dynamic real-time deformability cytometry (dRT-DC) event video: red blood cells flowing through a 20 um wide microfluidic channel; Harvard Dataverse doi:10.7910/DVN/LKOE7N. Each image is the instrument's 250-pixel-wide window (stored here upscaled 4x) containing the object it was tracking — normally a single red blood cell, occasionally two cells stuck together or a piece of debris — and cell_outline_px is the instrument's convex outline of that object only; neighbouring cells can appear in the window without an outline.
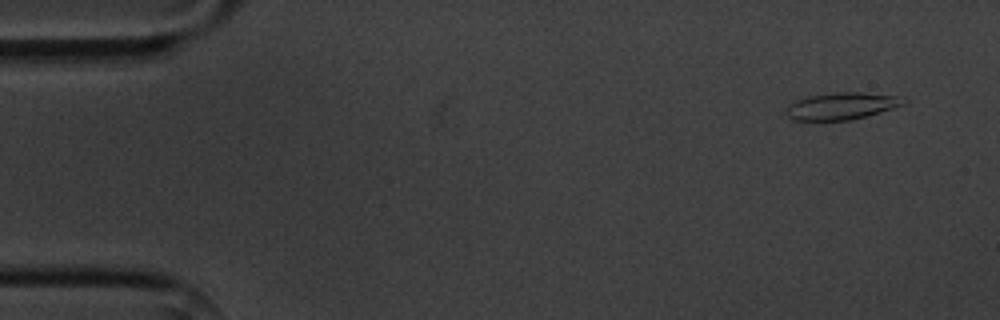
{"species": "common noctule bat (a hibernating species)", "species_latin": "Nyctalus noctula", "temperature_condition": "cold", "stored_images_in_passage": 5, "camera_frame_rate_fps": 3000, "um_per_image_px": 0.085, "animal": {"sex": "male", "body_mass_g": 20.1, "forearm_length_mm": 53.5}, "frame": {"image": 1, "passage_image": 1, "time_ms": 0.0, "image_size_px": [1000, 320], "cell_outline_px": [[908, 104], [880, 112], [848, 120], [792, 120], [788, 116], [788, 108], [796, 100], [808, 96], [836, 92], [860, 92], [904, 96], [908, 100]], "centroid_in_image_um": [71.65, 8.99], "position_along_channel_um": 13.3, "area_um2": 18.44}}
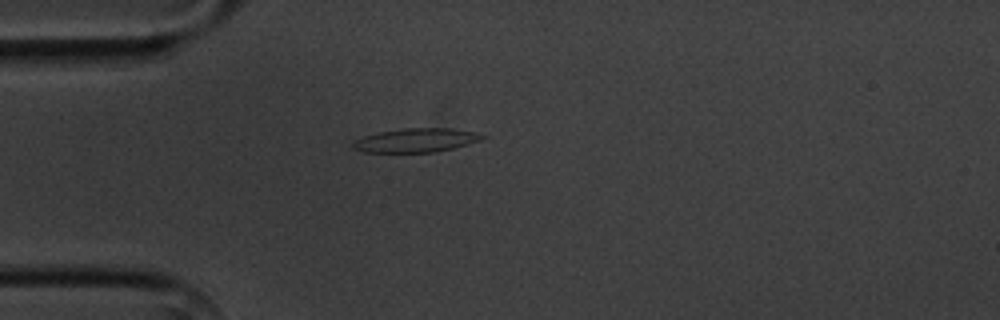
{"frame": {"image": 2, "passage_image": 4, "time_ms": 3.667, "image_size_px": [1000, 320], "cell_outline_px": [[488, 136], [480, 140], [468, 144], [452, 148], [432, 152], [364, 152], [352, 148], [348, 144], [352, 140], [364, 136], [380, 132], [404, 128], [452, 128], [476, 132]], "centroid_in_image_um": [35.32, 11.92], "position_along_channel_um": 49.7, "area_um2": 18.09}}